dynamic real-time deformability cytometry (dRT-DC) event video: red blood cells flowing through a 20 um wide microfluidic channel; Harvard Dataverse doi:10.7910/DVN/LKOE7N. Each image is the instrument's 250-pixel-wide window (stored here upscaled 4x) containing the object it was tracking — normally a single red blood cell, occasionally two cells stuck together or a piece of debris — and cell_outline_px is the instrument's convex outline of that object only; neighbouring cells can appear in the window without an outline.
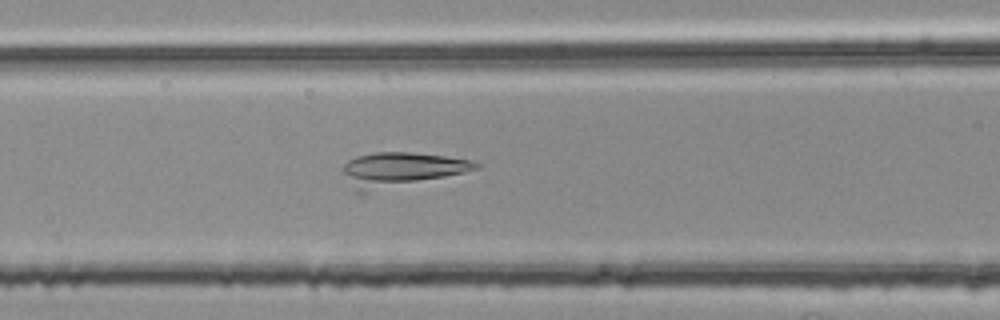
{"species": "common noctule bat (a hibernating species)", "species_latin": "Nyctalus noctula", "temperature_condition": "room temperature", "stored_images_in_passage": 21, "camera_frame_rate_fps": 3000, "um_per_image_px": 0.085, "animal": {"sex": "female", "body_mass_g": 25.1}, "frame": {"image": 1, "passage_image": 13, "time_ms": 4.0, "image_size_px": [1000, 320], "cell_outline_px": [[480, 168], [464, 172], [360, 196], [356, 192], [344, 172], [344, 164], [348, 160], [356, 156], [376, 152], [408, 152], [444, 156], [472, 160], [480, 164]], "centroid_in_image_um": [34.04, 14.44], "position_along_channel_um": 132.6, "area_um2": 26.7}}
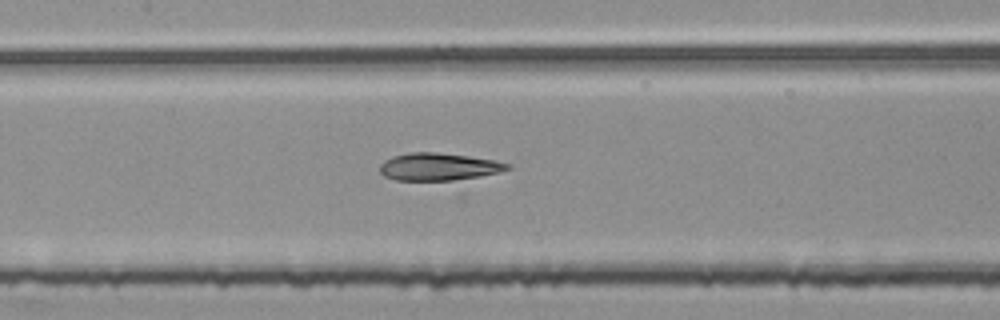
{"frame": {"image": 2, "passage_image": 16, "time_ms": 5.0, "image_size_px": [1000, 320], "cell_outline_px": [[512, 168], [464, 192], [396, 180], [384, 176], [380, 172], [380, 164], [384, 160], [392, 156], [408, 152], [436, 152], [468, 156], [496, 160], [512, 164]], "centroid_in_image_um": [37.6, 14.43], "position_along_channel_um": 169.8, "area_um2": 25.61}}